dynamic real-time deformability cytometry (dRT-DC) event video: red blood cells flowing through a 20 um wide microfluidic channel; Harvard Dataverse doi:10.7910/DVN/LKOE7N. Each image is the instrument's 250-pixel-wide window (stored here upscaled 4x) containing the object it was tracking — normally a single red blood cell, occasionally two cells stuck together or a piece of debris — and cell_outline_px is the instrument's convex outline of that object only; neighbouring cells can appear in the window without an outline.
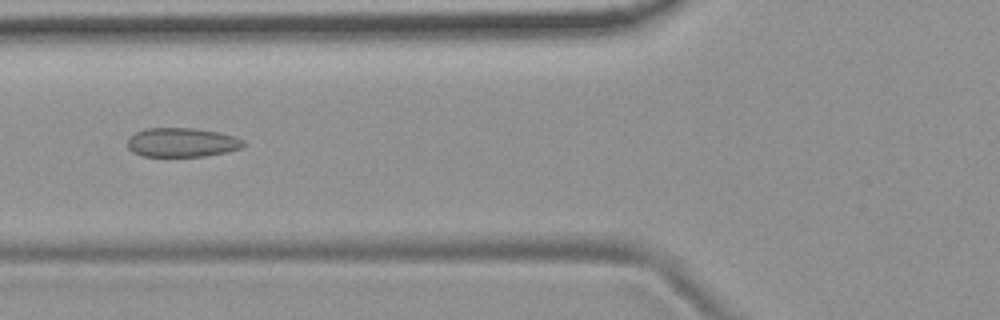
{"species": "common noctule bat (a hibernating species)", "species_latin": "Nyctalus noctula", "temperature_condition": "room temperature", "stored_images_in_passage": 7, "camera_frame_rate_fps": 3000, "um_per_image_px": 0.085, "animal": {"sex": "female", "body_mass_g": 19.9}, "frame": {"image": 1, "passage_image": 5, "time_ms": 4.667, "image_size_px": [1000, 320], "cell_outline_px": [[244, 148], [204, 156], [144, 156], [132, 152], [128, 148], [128, 140], [136, 132], [144, 128], [192, 128], [216, 132], [232, 136], [244, 140]], "centroid_in_image_um": [15.45, 12.11], "position_along_channel_um": 110.4, "area_um2": 19.48}}
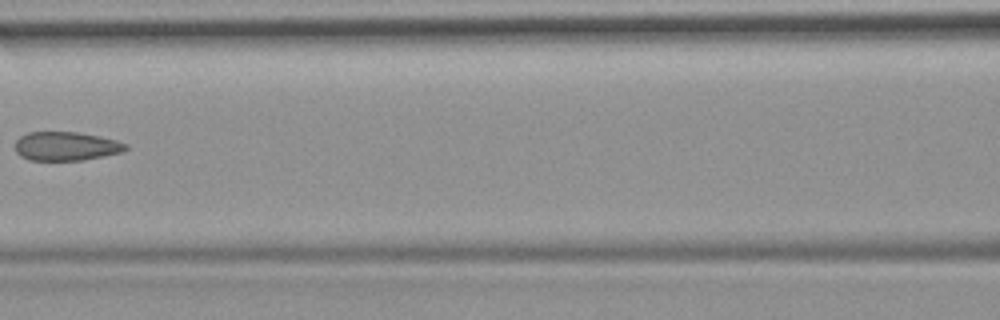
{"frame": {"image": 2, "passage_image": 6, "time_ms": 6.0, "image_size_px": [1000, 320], "cell_outline_px": [[128, 148], [124, 152], [84, 160], [28, 160], [20, 156], [16, 152], [16, 140], [20, 136], [28, 132], [80, 132], [100, 136], [116, 140], [128, 144]], "centroid_in_image_um": [5.64, 12.42], "position_along_channel_um": 161.0, "area_um2": 18.79}}
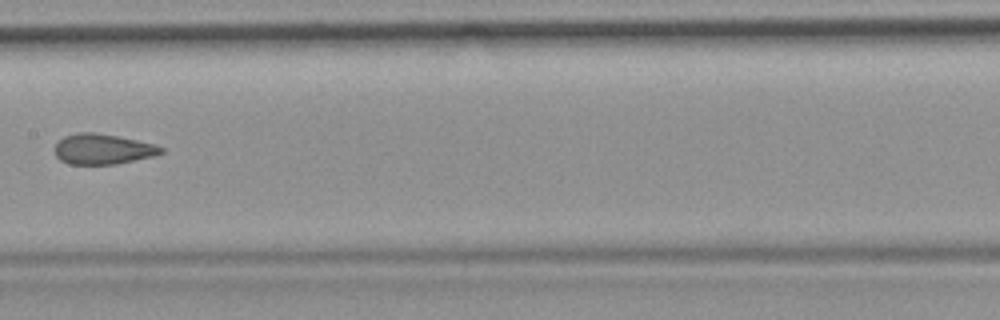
{"frame": {"image": 3, "passage_image": 7, "time_ms": 7.0, "image_size_px": [1000, 320], "cell_outline_px": [[164, 152], [156, 156], [116, 164], [68, 164], [60, 160], [56, 156], [56, 144], [64, 136], [80, 132], [92, 132], [116, 136], [156, 144], [164, 148]], "centroid_in_image_um": [8.77, 12.68], "position_along_channel_um": 198.6, "area_um2": 18.79}}